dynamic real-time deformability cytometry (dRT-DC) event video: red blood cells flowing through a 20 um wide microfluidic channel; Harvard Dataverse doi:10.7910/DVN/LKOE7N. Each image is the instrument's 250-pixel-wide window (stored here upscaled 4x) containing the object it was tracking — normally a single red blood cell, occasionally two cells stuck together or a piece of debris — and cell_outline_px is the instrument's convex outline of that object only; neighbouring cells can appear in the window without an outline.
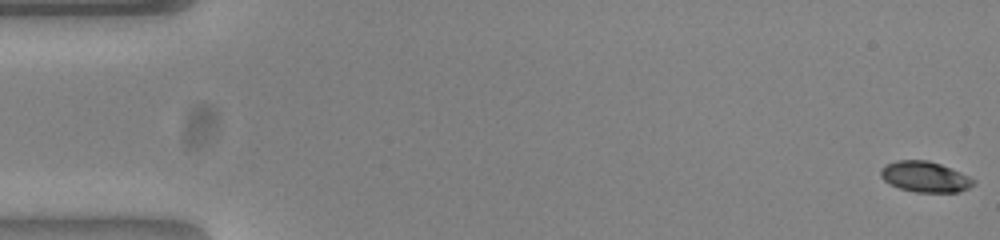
{"species": "common noctule bat (a hibernating species)", "species_latin": "Nyctalus noctula", "temperature_condition": "warm", "stored_images_in_passage": 54, "camera_frame_rate_fps": 3000, "um_per_image_px": 0.085, "animal": {"sex": "female", "body_mass_g": 23.0, "forearm_length_mm": 53.4}, "frame": {"image": 1, "passage_image": 1, "time_ms": 0.0, "image_size_px": [1000, 240], "cell_outline_px": [[976, 184], [960, 192], [916, 192], [900, 188], [884, 180], [880, 176], [880, 172], [884, 164], [896, 160], [928, 160], [940, 164], [960, 172], [976, 180]], "centroid_in_image_um": [78.64, 15.02], "position_along_channel_um": 6.4, "area_um2": 16.59}}
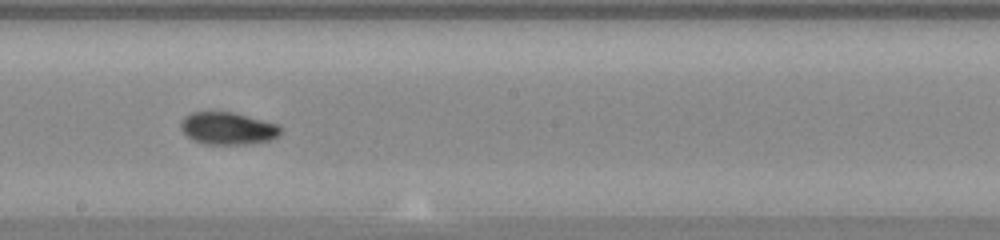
{"frame": {"image": 2, "passage_image": 30, "time_ms": 9.667, "image_size_px": [1000, 240], "cell_outline_px": [[280, 132], [272, 140], [248, 144], [204, 144], [192, 140], [180, 128], [180, 124], [184, 116], [192, 112], [232, 112], [276, 124], [280, 128]], "centroid_in_image_um": [19.32, 10.92], "position_along_channel_um": 228.9, "area_um2": 18.61}}
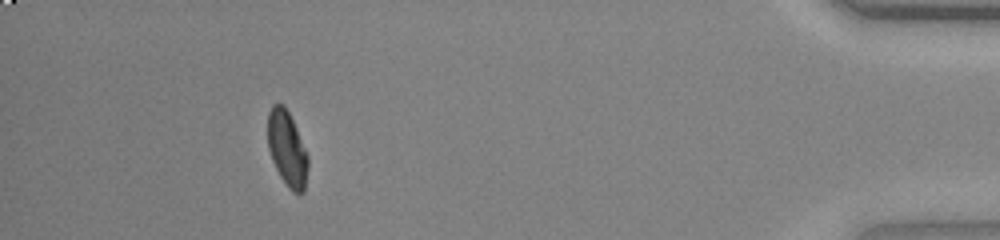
{"frame": {"image": 3, "passage_image": 49, "time_ms": 16.0, "image_size_px": [1000, 240], "cell_outline_px": [[308, 168], [304, 192], [292, 192], [288, 188], [280, 176], [272, 160], [268, 148], [268, 112], [272, 104], [284, 104], [296, 128], [308, 156]], "centroid_in_image_um": [24.4, 12.65], "position_along_channel_um": 410.8, "area_um2": 17.51}, "authors_computed_cell_mechanics": {"area_um2": 17.9758, "velocity_mm_per_s": 3.8602, "shape_relaxation_time_tau1_ms": 7.4226, "shape_relaxation_time_tau2_ms": 2.1525, "deformation_change_tau1": 0.2039, "deformation_change_tau2": 0.0556}}